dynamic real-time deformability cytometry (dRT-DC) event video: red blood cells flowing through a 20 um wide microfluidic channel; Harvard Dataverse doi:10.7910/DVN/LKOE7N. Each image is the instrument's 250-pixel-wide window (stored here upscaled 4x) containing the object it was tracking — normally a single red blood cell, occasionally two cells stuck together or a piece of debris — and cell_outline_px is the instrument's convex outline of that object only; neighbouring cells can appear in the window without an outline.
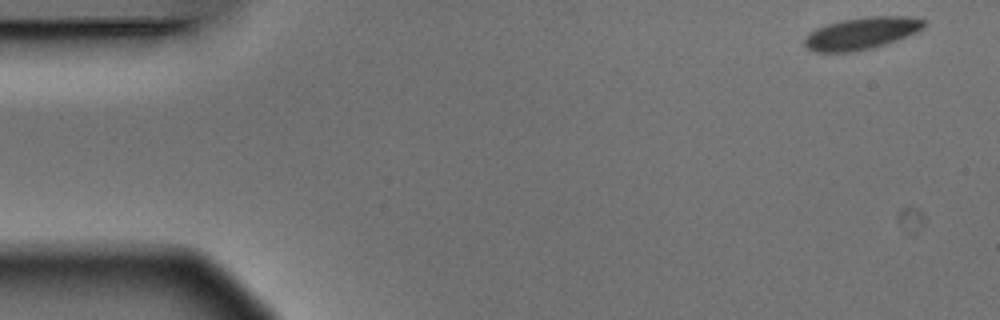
{"species": "Egyptian fruit bat (a non-hibernating species)", "species_latin": "Rousettus aegyptiacus", "temperature_condition": "warm", "stored_images_in_passage": 6, "segment_of_instrument_passage": [2, 2], "camera_frame_rate_fps": 3000, "um_per_image_px": 0.085, "animal": {"sex": "male"}, "frame": {"image": 1, "passage_image": 6, "time_ms": 1.667, "image_size_px": [1000, 320], "cell_outline_px": [[924, 28], [916, 32], [896, 40], [872, 48], [852, 52], [812, 52], [804, 44], [804, 40], [816, 28], [840, 20], [864, 16], [908, 16], [924, 20]], "centroid_in_image_um": [73.22, 2.83], "position_along_channel_um": 11.8, "area_um2": 22.2}}